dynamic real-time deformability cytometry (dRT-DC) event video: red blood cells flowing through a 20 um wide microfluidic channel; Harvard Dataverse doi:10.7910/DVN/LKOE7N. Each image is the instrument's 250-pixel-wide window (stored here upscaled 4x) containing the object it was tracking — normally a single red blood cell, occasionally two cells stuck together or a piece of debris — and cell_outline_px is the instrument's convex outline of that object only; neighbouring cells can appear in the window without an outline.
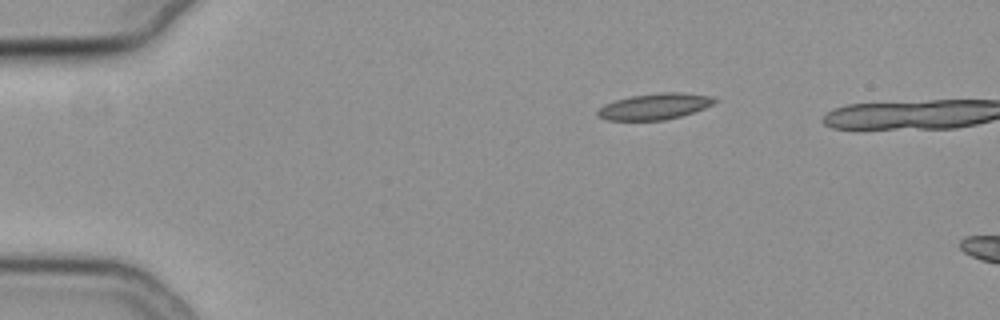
{"species": "common noctule bat (a hibernating species)", "species_latin": "Nyctalus noctula", "temperature_condition": "cold", "stored_images_in_passage": 3, "camera_frame_rate_fps": 3000, "um_per_image_px": 0.085, "animal": {"sex": "female", "body_mass_g": 19.3, "forearm_length_mm": 54.1}, "frame": {"image": 1, "passage_image": 1, "time_ms": 0.0, "image_size_px": [1000, 320], "cell_outline_px": [[720, 100], [704, 108], [680, 116], [664, 120], [608, 120], [600, 116], [596, 112], [604, 104], [616, 100], [632, 96], [660, 92], [676, 92], [712, 96]], "centroid_in_image_um": [55.67, 9.04], "position_along_channel_um": 29.3, "area_um2": 17.57}}